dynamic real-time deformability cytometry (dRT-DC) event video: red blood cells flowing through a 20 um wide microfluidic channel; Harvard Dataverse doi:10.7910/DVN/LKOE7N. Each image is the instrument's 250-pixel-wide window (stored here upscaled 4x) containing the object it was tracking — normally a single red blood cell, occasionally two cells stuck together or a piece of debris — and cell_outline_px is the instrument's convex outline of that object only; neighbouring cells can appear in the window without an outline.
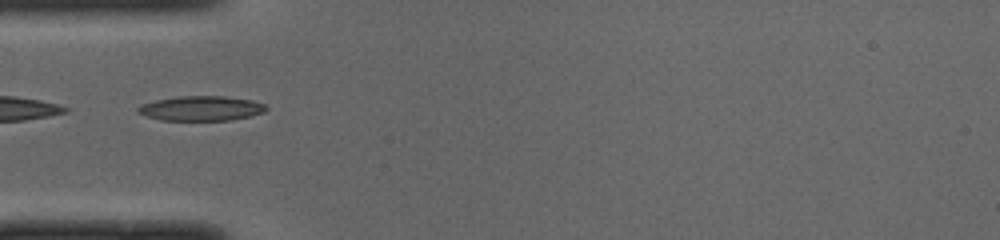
{"species": "common noctule bat (a hibernating species)", "species_latin": "Nyctalus noctula", "temperature_condition": "cold", "stored_images_in_passage": 33, "camera_frame_rate_fps": 3000, "um_per_image_px": 0.085, "animal": {"sex": "male", "body_mass_g": 19.0, "forearm_length_mm": 50.8}, "frame": {"image": 1, "passage_image": 1, "time_ms": 0.0, "image_size_px": [1000, 240], "cell_outline_px": [[268, 108], [264, 112], [252, 116], [228, 120], [160, 120], [136, 112], [136, 108], [140, 104], [156, 100], [176, 96], [224, 96], [252, 100], [264, 104]], "centroid_in_image_um": [17.08, 9.2], "position_along_channel_um": 67.9, "area_um2": 18.55}}
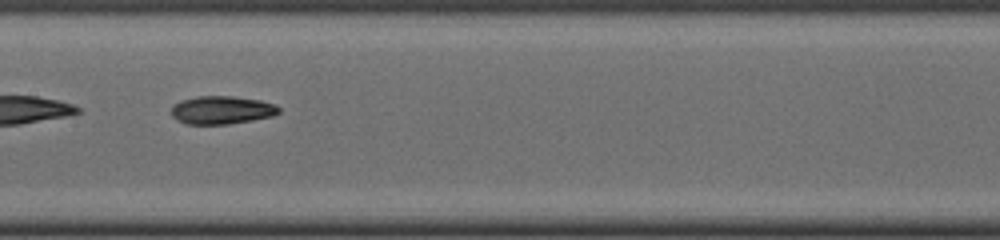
{"frame": {"image": 2, "passage_image": 10, "time_ms": 3.0, "image_size_px": [1000, 240], "cell_outline_px": [[280, 112], [272, 116], [252, 120], [228, 124], [188, 124], [176, 120], [172, 116], [172, 104], [180, 100], [196, 96], [232, 96], [260, 100], [276, 104], [280, 108]], "centroid_in_image_um": [18.83, 9.34], "position_along_channel_um": 188.6, "area_um2": 17.74}}
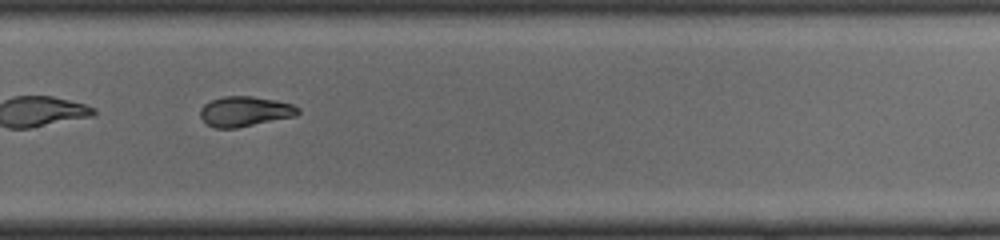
{"frame": {"image": 3, "passage_image": 19, "time_ms": 6.0, "image_size_px": [1000, 240], "cell_outline_px": [[300, 112], [296, 116], [236, 128], [216, 128], [208, 124], [200, 116], [200, 108], [204, 104], [212, 100], [224, 96], [252, 96], [276, 100], [292, 104], [300, 108]], "centroid_in_image_um": [20.83, 9.46], "position_along_channel_um": 309.0, "area_um2": 17.11}}